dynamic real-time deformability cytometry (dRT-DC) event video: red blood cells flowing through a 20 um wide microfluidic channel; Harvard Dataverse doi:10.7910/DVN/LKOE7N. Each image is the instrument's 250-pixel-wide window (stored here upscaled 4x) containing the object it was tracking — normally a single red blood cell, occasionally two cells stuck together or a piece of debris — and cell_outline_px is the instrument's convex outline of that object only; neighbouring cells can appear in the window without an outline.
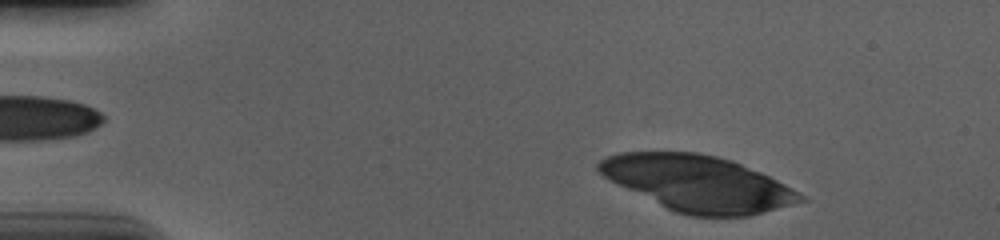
{"species": "human", "species_latin": "Homo sapiens", "temperature_condition": "cold", "stored_images_in_passage": 15, "camera_frame_rate_fps": 3000, "um_per_image_px": 0.085, "donor": {"sex": "male"}, "frame": {"image": 1, "passage_image": 2, "time_ms": 0.333, "image_size_px": [1000, 240], "cell_outline_px": [[808, 200], [748, 216], [688, 216], [676, 212], [604, 176], [596, 168], [596, 164], [604, 156], [620, 152], [696, 152], [716, 156], [732, 160], [760, 172], [784, 184], [804, 196]], "centroid_in_image_um": [59.33, 15.57], "position_along_channel_um": 25.7, "area_um2": 64.56}}